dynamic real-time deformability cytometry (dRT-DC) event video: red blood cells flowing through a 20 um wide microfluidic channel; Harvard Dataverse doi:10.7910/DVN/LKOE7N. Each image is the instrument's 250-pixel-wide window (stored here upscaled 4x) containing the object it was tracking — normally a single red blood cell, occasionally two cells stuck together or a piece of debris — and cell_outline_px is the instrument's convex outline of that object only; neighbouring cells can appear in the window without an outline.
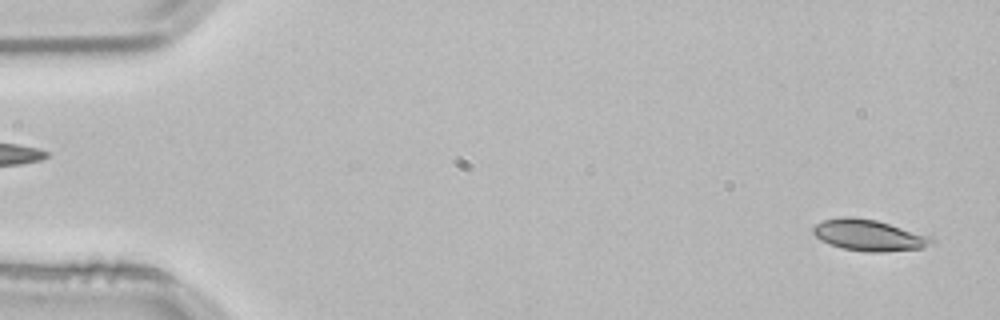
{"species": "common noctule bat (a hibernating species)", "species_latin": "Nyctalus noctula", "temperature_condition": "room temperature", "stored_images_in_passage": 46, "camera_frame_rate_fps": 3000, "um_per_image_px": 0.085, "animal": {"sex": "male", "body_mass_g": 21.5, "forearm_length_mm": 52.0}, "frame": {"image": 1, "passage_image": 2, "time_ms": 0.333, "image_size_px": [1000, 320], "cell_outline_px": [[936, 244], [920, 248], [884, 252], [868, 252], [840, 248], [828, 244], [820, 240], [812, 232], [812, 228], [816, 224], [824, 220], [844, 216], [848, 216], [876, 220], [932, 236], [936, 240]], "centroid_in_image_um": [73.88, 20.0], "position_along_channel_um": 11.1, "area_um2": 21.79}}
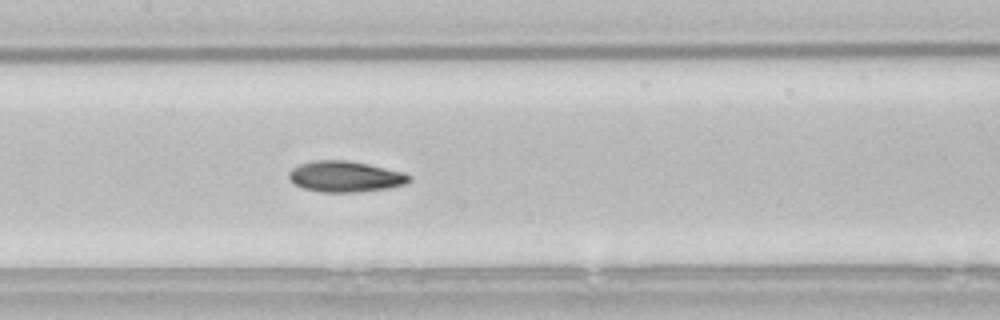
{"frame": {"image": 2, "passage_image": 25, "time_ms": 8.0, "image_size_px": [1000, 320], "cell_outline_px": [[412, 180], [404, 184], [388, 188], [360, 192], [320, 192], [304, 188], [296, 184], [288, 176], [288, 172], [292, 168], [300, 164], [316, 160], [344, 160], [368, 164], [404, 172], [412, 176]], "centroid_in_image_um": [29.37, 15.01], "position_along_channel_um": 178.0, "area_um2": 21.62}}
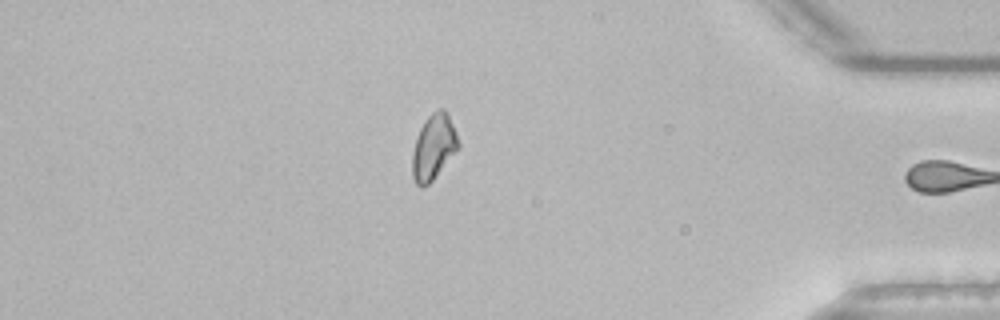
{"frame": {"image": 3, "passage_image": 45, "time_ms": 14.667, "image_size_px": [1000, 320], "cell_outline_px": [[460, 144], [456, 152], [432, 180], [424, 188], [420, 188], [416, 184], [412, 176], [412, 152], [420, 128], [424, 120], [436, 108], [444, 108], [448, 112], [456, 132]], "centroid_in_image_um": [36.85, 12.48], "position_along_channel_um": 398.3, "area_um2": 17.69}, "authors_computed_cell_mechanics": {"area_um2": 20.8658, "velocity_mm_per_s": 3.8533, "shape_relaxation_time_tau1_ms": 2.3592, "shape_relaxation_time_tau2_ms": null, "deformation_change_tau1": 0.0818, "deformation_change_tau2": null}}